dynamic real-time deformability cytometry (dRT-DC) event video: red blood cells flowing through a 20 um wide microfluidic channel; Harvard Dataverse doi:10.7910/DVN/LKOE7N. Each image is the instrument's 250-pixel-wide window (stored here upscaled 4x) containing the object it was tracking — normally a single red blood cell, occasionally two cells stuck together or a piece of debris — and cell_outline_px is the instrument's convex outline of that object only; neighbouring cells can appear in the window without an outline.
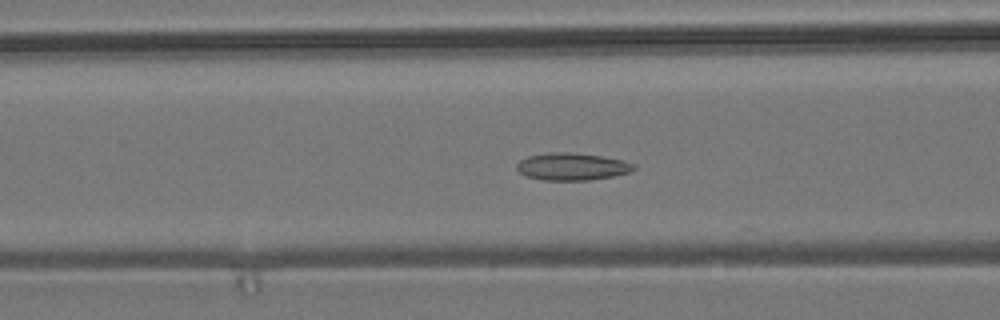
{"species": "common noctule bat (a hibernating species)", "species_latin": "Nyctalus noctula", "temperature_condition": "room temperature", "stored_images_in_passage": 48, "camera_frame_rate_fps": 3000, "um_per_image_px": 0.085, "animal": {"sex": "male", "body_mass_g": 19.2, "forearm_length_mm": 51.8}, "frame": {"image": 1, "passage_image": 21, "time_ms": 6.667, "image_size_px": [1000, 320], "cell_outline_px": [[636, 168], [628, 172], [612, 176], [588, 180], [544, 180], [524, 176], [516, 168], [516, 164], [520, 160], [528, 156], [548, 152], [568, 152], [600, 156], [620, 160], [636, 164]], "centroid_in_image_um": [48.57, 14.16], "position_along_channel_um": 118.0, "area_um2": 18.5}}
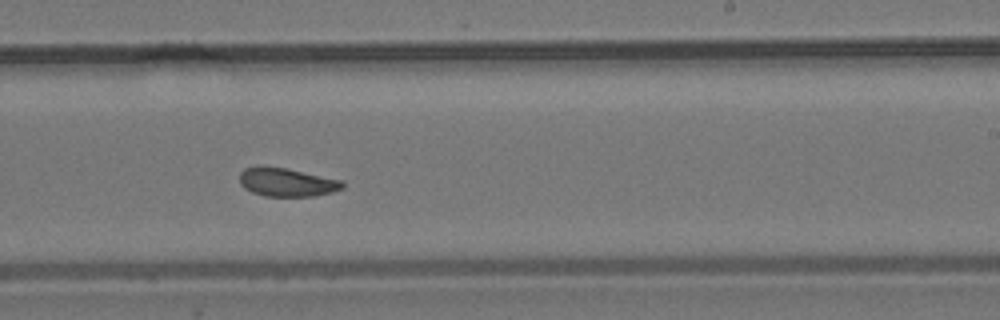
{"frame": {"image": 2, "passage_image": 33, "time_ms": 10.667, "image_size_px": [1000, 320], "cell_outline_px": [[344, 188], [332, 192], [312, 196], [264, 196], [252, 192], [244, 188], [240, 184], [240, 172], [244, 168], [256, 164], [288, 168], [344, 180]], "centroid_in_image_um": [24.36, 15.46], "position_along_channel_um": 264.6, "area_um2": 17.57}}
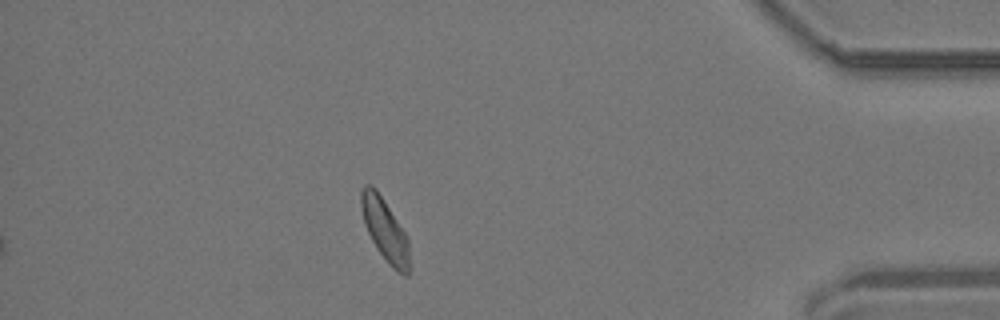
{"frame": {"image": 3, "passage_image": 48, "time_ms": 15.667, "image_size_px": [1000, 320], "cell_outline_px": [[408, 276], [404, 276], [396, 272], [388, 264], [376, 248], [364, 224], [360, 208], [360, 192], [364, 184], [372, 184], [376, 188], [404, 232], [408, 240]], "centroid_in_image_um": [32.67, 19.52], "position_along_channel_um": 402.5, "area_um2": 17.46}, "authors_computed_cell_mechanics": {"area_um2": 17.9758, "velocity_mm_per_s": 3.6676, "shape_relaxation_time_tau1_ms": null, "shape_relaxation_time_tau2_ms": 2.9777, "deformation_change_tau1": null, "deformation_change_tau2": 0.0823}}